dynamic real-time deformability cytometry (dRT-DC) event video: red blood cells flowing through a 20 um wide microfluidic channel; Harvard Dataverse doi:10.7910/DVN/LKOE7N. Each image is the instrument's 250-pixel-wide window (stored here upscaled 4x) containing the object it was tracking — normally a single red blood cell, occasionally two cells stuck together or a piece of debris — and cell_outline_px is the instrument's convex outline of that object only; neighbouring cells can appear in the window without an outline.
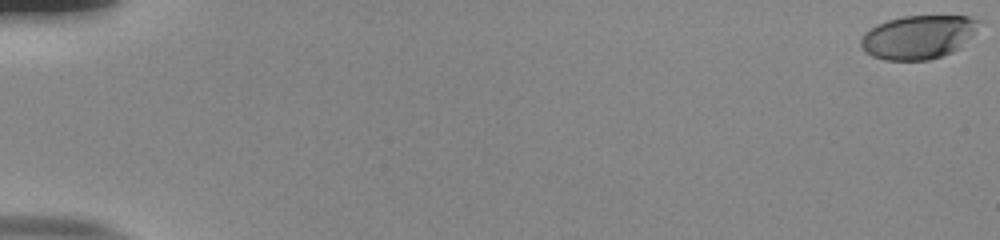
{"species": "human", "species_latin": "Homo sapiens", "temperature_condition": "room temperature", "stored_images_in_passage": 56, "camera_frame_rate_fps": 3000, "um_per_image_px": 0.085, "donor": {"sex": "male"}, "frame": {"image": 1, "passage_image": 1, "time_ms": 0.0, "image_size_px": [1000, 240], "cell_outline_px": [[984, 20], [972, 36], [960, 48], [952, 52], [928, 60], [884, 60], [872, 56], [864, 52], [860, 44], [860, 40], [864, 32], [876, 24], [888, 20], [904, 16], [968, 16]], "centroid_in_image_um": [78.06, 3.14], "position_along_channel_um": 6.9, "area_um2": 30.35}}
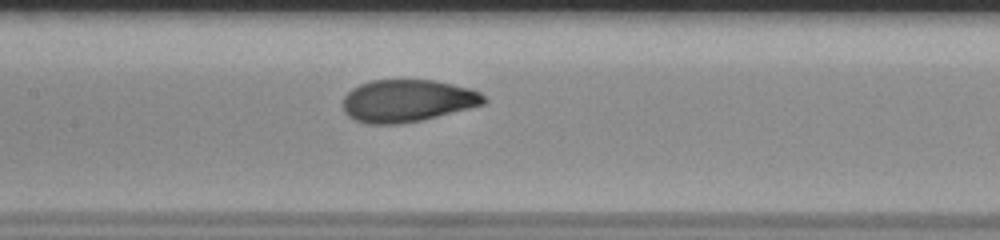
{"frame": {"image": 2, "passage_image": 29, "time_ms": 9.333, "image_size_px": [1000, 240], "cell_outline_px": [[488, 100], [484, 104], [420, 120], [400, 124], [368, 124], [356, 120], [348, 116], [344, 112], [344, 96], [352, 88], [360, 84], [372, 80], [436, 80], [468, 88], [480, 92]], "centroid_in_image_um": [34.61, 8.56], "position_along_channel_um": 172.8, "area_um2": 34.56}}
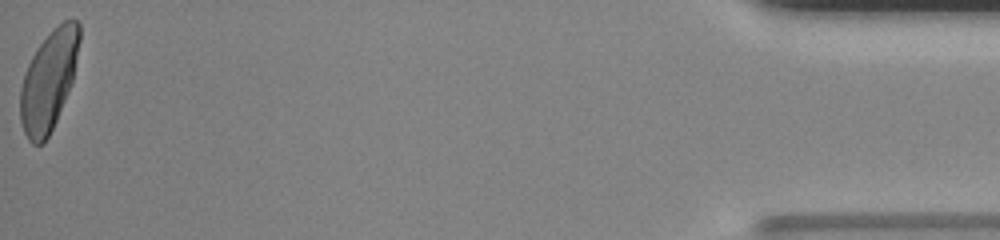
{"frame": {"image": 3, "passage_image": 56, "time_ms": 18.333, "image_size_px": [1000, 240], "cell_outline_px": [[80, 40], [72, 80], [56, 120], [44, 144], [32, 144], [28, 140], [24, 132], [20, 120], [20, 88], [28, 64], [36, 48], [52, 28], [64, 20], [76, 20], [80, 24]], "centroid_in_image_um": [4.12, 6.83], "position_along_channel_um": 431.1, "area_um2": 34.16}, "authors_computed_cell_mechanics": {"area_um2": 33.8997, "velocity_mm_per_s": 3.8335, "shape_relaxation_time_tau1_ms": 3.4676, "shape_relaxation_time_tau2_ms": null, "deformation_change_tau1": 0.188, "deformation_change_tau2": null}}